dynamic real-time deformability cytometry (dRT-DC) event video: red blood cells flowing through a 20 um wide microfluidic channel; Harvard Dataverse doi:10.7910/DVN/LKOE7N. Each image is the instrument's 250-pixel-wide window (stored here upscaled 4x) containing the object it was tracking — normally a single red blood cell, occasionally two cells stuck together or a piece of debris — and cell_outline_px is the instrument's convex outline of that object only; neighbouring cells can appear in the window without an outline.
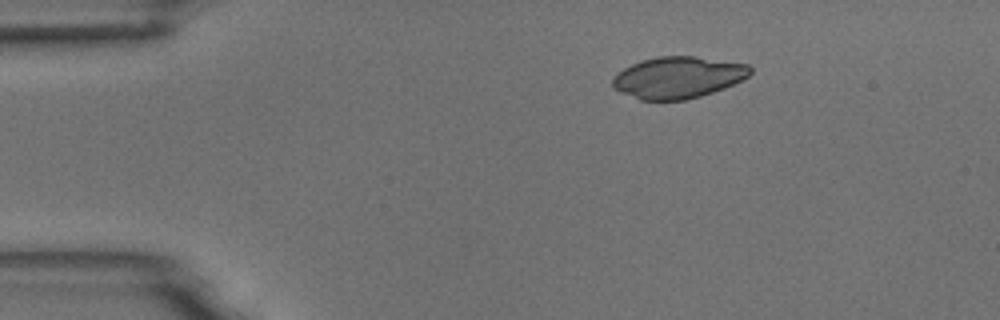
{"species": "common noctule bat (a hibernating species)", "species_latin": "Nyctalus noctula", "temperature_condition": "room temperature", "stored_images_in_passage": 4, "camera_frame_rate_fps": 3000, "um_per_image_px": 0.085, "animal": {"sex": "male", "body_mass_g": 18.8}, "frame": {"image": 1, "passage_image": 2, "time_ms": 0.333, "image_size_px": [1000, 320], "cell_outline_px": [[752, 72], [748, 76], [724, 88], [700, 96], [684, 100], [640, 100], [620, 92], [612, 88], [612, 80], [616, 72], [640, 60], [656, 56], [696, 56], [748, 64], [752, 68]], "centroid_in_image_um": [57.59, 6.57], "position_along_channel_um": 27.4, "area_um2": 33.52}}